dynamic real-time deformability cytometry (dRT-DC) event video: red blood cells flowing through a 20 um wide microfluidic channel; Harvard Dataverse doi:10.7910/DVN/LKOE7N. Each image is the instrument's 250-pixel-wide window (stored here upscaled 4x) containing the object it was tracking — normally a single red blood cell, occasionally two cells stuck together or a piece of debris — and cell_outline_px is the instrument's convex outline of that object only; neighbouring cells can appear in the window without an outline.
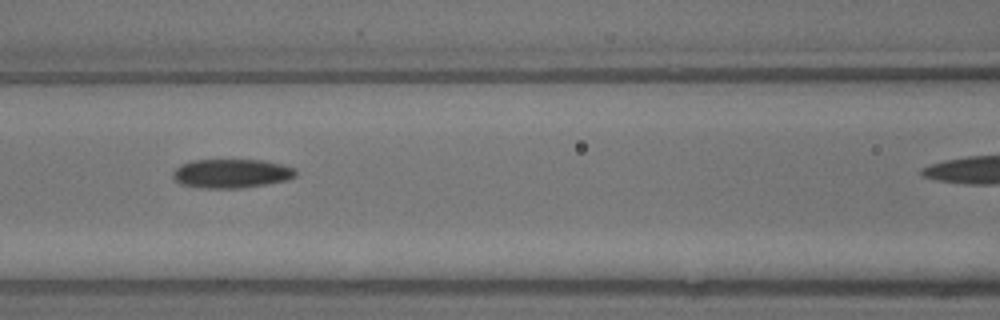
{"species": "common noctule bat (a hibernating species)", "species_latin": "Nyctalus noctula", "temperature_condition": "warm", "stored_images_in_passage": 8, "camera_frame_rate_fps": 3000, "um_per_image_px": 0.085, "animal": {"sex": "male", "body_mass_g": 13.3}, "frame": {"image": 1, "passage_image": 6, "time_ms": 1.667, "image_size_px": [1000, 320], "cell_outline_px": [[296, 176], [288, 180], [268, 184], [244, 188], [200, 188], [180, 184], [172, 176], [172, 172], [180, 164], [192, 160], [264, 160], [296, 168]], "centroid_in_image_um": [19.68, 14.75], "position_along_channel_um": 146.9, "area_um2": 20.98}}
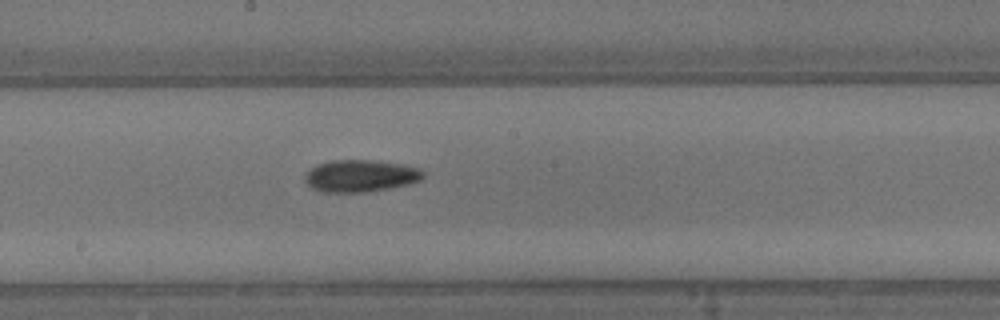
{"frame": {"image": 2, "passage_image": 8, "time_ms": 2.333, "image_size_px": [1000, 320], "cell_outline_px": [[424, 176], [420, 180], [408, 184], [368, 192], [324, 192], [312, 188], [304, 180], [304, 176], [316, 164], [332, 160], [372, 160], [404, 164], [420, 168], [424, 172]], "centroid_in_image_um": [30.65, 14.94], "position_along_channel_um": 217.5, "area_um2": 22.14}}